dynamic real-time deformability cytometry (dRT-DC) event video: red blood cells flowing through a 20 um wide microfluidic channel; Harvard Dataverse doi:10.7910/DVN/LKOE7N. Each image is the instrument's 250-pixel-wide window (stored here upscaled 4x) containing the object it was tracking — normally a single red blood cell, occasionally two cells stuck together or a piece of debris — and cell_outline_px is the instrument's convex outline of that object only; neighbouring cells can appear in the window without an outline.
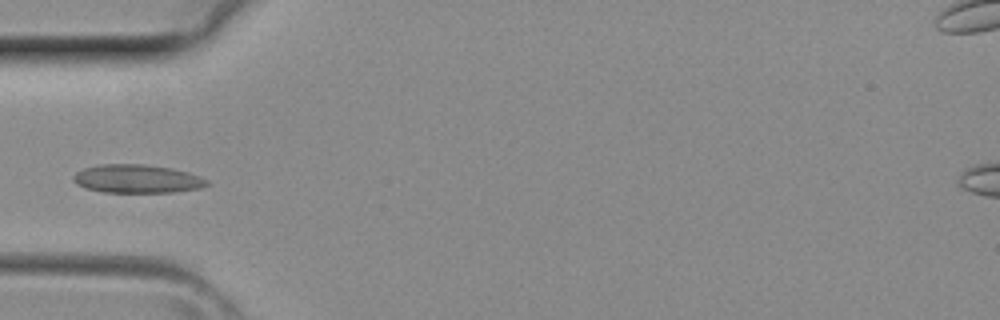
{"species": "common noctule bat (a hibernating species)", "species_latin": "Nyctalus noctula", "temperature_condition": "room temperature", "stored_images_in_passage": 2, "camera_frame_rate_fps": 3000, "um_per_image_px": 0.085, "animal": {"sex": "female", "body_mass_g": 29.2, "forearm_length_mm": 56.3}, "frame": {"image": 1, "passage_image": 2, "time_ms": 0.333, "image_size_px": [1000, 320], "cell_outline_px": [[208, 184], [200, 188], [172, 192], [104, 192], [84, 188], [76, 184], [72, 180], [72, 176], [76, 172], [84, 168], [100, 164], [144, 164], [172, 168], [188, 172], [200, 176], [208, 180]], "centroid_in_image_um": [11.62, 15.19], "position_along_channel_um": 73.4, "area_um2": 22.2}}